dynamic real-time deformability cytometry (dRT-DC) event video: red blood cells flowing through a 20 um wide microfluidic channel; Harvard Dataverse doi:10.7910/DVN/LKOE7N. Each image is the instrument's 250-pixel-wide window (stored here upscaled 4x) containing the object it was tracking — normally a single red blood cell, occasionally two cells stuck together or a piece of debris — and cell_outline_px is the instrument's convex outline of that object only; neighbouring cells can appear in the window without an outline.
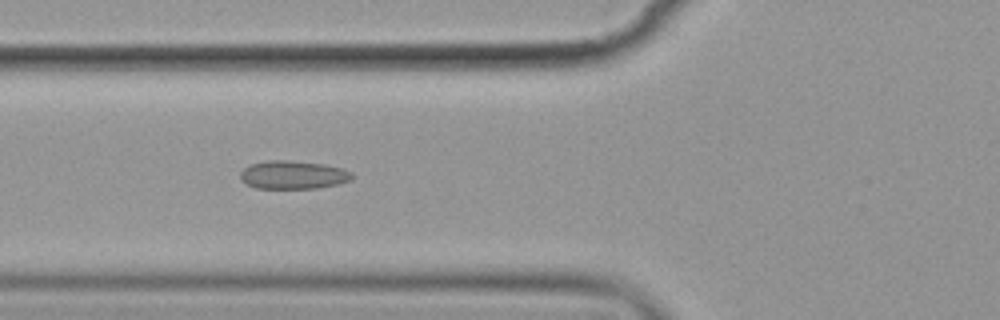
{"species": "common noctule bat (a hibernating species)", "species_latin": "Nyctalus noctula", "temperature_condition": "cold", "stored_images_in_passage": 7, "camera_frame_rate_fps": 3000, "um_per_image_px": 0.085, "animal": {"sex": "female", "body_mass_g": 19.9}, "frame": {"image": 1, "passage_image": 6, "time_ms": 6.0, "image_size_px": [1000, 320], "cell_outline_px": [[352, 180], [336, 184], [316, 188], [256, 188], [240, 180], [240, 172], [248, 164], [268, 160], [288, 160], [324, 164], [340, 168], [352, 172]], "centroid_in_image_um": [24.88, 14.85], "position_along_channel_um": 100.9, "area_um2": 18.38}}
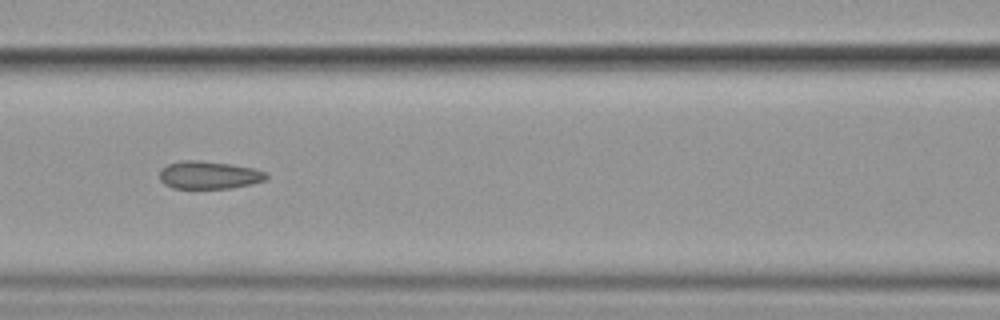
{"frame": {"image": 2, "passage_image": 7, "time_ms": 7.333, "image_size_px": [1000, 320], "cell_outline_px": [[268, 176], [264, 180], [252, 184], [232, 188], [172, 188], [164, 184], [160, 180], [160, 168], [168, 164], [180, 160], [200, 160], [232, 164], [252, 168], [268, 172]], "centroid_in_image_um": [17.75, 14.87], "position_along_channel_um": 148.9, "area_um2": 17.46}}